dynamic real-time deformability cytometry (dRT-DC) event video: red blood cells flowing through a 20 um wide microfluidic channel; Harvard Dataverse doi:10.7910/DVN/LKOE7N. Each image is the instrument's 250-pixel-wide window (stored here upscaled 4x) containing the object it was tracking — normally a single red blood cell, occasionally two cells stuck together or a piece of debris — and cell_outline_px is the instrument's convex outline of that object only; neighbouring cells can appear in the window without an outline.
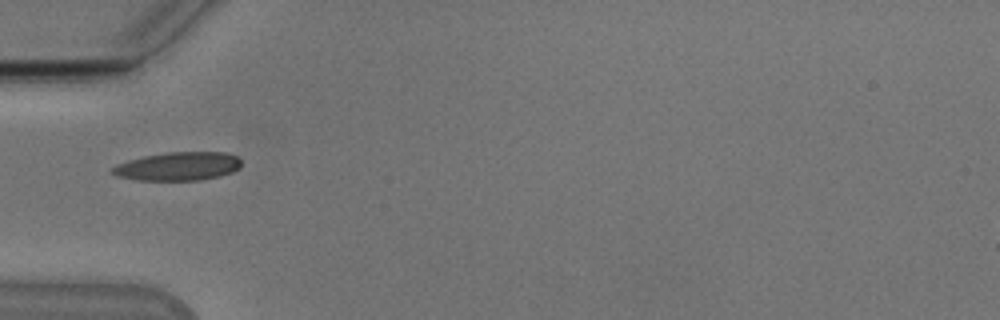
{"species": "Egyptian fruit bat (a non-hibernating species)", "species_latin": "Rousettus aegyptiacus", "temperature_condition": "cold", "stored_images_in_passage": 31, "camera_frame_rate_fps": 3000, "um_per_image_px": 0.085, "animal": {"sex": "male"}, "frame": {"image": 1, "passage_image": 1, "time_ms": 0.0, "image_size_px": [1000, 320], "cell_outline_px": [[240, 168], [232, 172], [220, 176], [200, 180], [136, 180], [116, 176], [112, 172], [112, 168], [116, 164], [128, 160], [144, 156], [168, 152], [224, 152], [236, 156], [240, 160]], "centroid_in_image_um": [15.13, 14.14], "position_along_channel_um": 69.9, "area_um2": 21.39}}
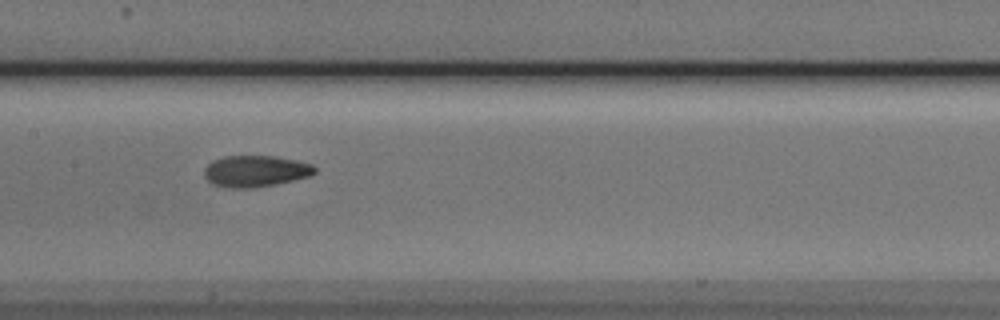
{"frame": {"image": 2, "passage_image": 10, "time_ms": 3.0, "image_size_px": [1000, 320], "cell_outline_px": [[316, 172], [308, 176], [276, 184], [252, 188], [232, 188], [212, 184], [204, 176], [204, 168], [212, 160], [224, 156], [276, 156], [296, 160], [312, 164], [316, 168]], "centroid_in_image_um": [21.7, 14.54], "position_along_channel_um": 185.7, "area_um2": 20.23}}
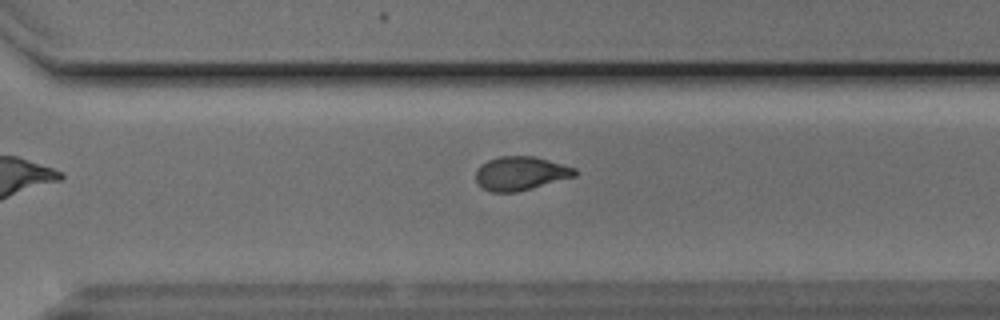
{"frame": {"image": 3, "passage_image": 21, "time_ms": 6.667, "image_size_px": [1000, 320], "cell_outline_px": [[576, 176], [532, 188], [516, 192], [488, 192], [476, 180], [476, 168], [480, 164], [488, 160], [500, 156], [532, 156], [548, 160], [576, 168]], "centroid_in_image_um": [44.23, 14.73], "position_along_channel_um": 326.4, "area_um2": 19.42}, "authors_computed_cell_mechanics": {"area_um2": 19.7098, "velocity_mm_per_s": 3.8507, "shape_relaxation_time_tau1_ms": 6.3367, "shape_relaxation_time_tau2_ms": 2.5883, "deformation_change_tau1": 0.1787, "deformation_change_tau2": 0.08}}